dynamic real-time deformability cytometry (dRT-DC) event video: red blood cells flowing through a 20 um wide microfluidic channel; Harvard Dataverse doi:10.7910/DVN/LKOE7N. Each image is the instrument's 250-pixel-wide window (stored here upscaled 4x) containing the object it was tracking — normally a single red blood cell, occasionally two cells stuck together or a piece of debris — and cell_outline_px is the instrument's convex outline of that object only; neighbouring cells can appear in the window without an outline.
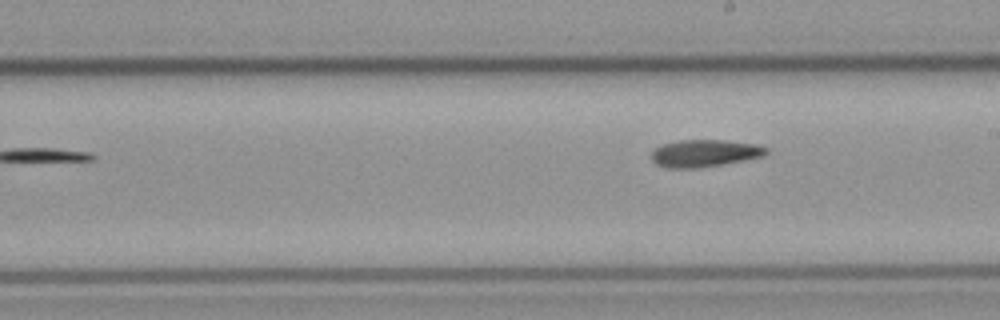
{"species": "common noctule bat (a hibernating species)", "species_latin": "Nyctalus noctula", "temperature_condition": "cold", "stored_images_in_passage": 9, "camera_frame_rate_fps": 3000, "um_per_image_px": 0.085, "animal": {"sex": "male", "body_mass_g": 23.1, "forearm_length_mm": 52.7}, "frame": {"image": 1, "passage_image": 9, "time_ms": 11.667, "image_size_px": [1000, 320], "cell_outline_px": [[768, 152], [764, 156], [744, 160], [720, 164], [692, 168], [668, 168], [656, 164], [652, 160], [652, 152], [656, 148], [664, 144], [680, 140], [724, 140], [756, 144], [768, 148]], "centroid_in_image_um": [59.91, 13.02], "position_along_channel_um": 229.1, "area_um2": 17.98}}